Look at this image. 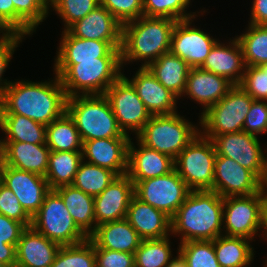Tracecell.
Here are the masks:
<instances>
[{
  "label": "cell",
  "instance_id": "6da1fadb",
  "mask_svg": "<svg viewBox=\"0 0 267 267\" xmlns=\"http://www.w3.org/2000/svg\"><path fill=\"white\" fill-rule=\"evenodd\" d=\"M47 80L15 79L0 101L1 114H18L45 126L66 112L67 95L53 72Z\"/></svg>",
  "mask_w": 267,
  "mask_h": 267
},
{
  "label": "cell",
  "instance_id": "7a4b0ae2",
  "mask_svg": "<svg viewBox=\"0 0 267 267\" xmlns=\"http://www.w3.org/2000/svg\"><path fill=\"white\" fill-rule=\"evenodd\" d=\"M171 235L179 243L223 235V197L211 190L190 191L171 218Z\"/></svg>",
  "mask_w": 267,
  "mask_h": 267
},
{
  "label": "cell",
  "instance_id": "3957f363",
  "mask_svg": "<svg viewBox=\"0 0 267 267\" xmlns=\"http://www.w3.org/2000/svg\"><path fill=\"white\" fill-rule=\"evenodd\" d=\"M176 20L141 16L122 25L121 63L124 69L131 64L144 68L169 52ZM140 62V64H139ZM133 64V65H132ZM128 65V66H127Z\"/></svg>",
  "mask_w": 267,
  "mask_h": 267
},
{
  "label": "cell",
  "instance_id": "277c9868",
  "mask_svg": "<svg viewBox=\"0 0 267 267\" xmlns=\"http://www.w3.org/2000/svg\"><path fill=\"white\" fill-rule=\"evenodd\" d=\"M52 66L67 97L105 94L123 75L121 57H99L96 60L77 61L74 65Z\"/></svg>",
  "mask_w": 267,
  "mask_h": 267
},
{
  "label": "cell",
  "instance_id": "5b68a950",
  "mask_svg": "<svg viewBox=\"0 0 267 267\" xmlns=\"http://www.w3.org/2000/svg\"><path fill=\"white\" fill-rule=\"evenodd\" d=\"M66 112L73 119L82 141L131 138L119 128L111 105L104 94L68 97Z\"/></svg>",
  "mask_w": 267,
  "mask_h": 267
},
{
  "label": "cell",
  "instance_id": "8992f818",
  "mask_svg": "<svg viewBox=\"0 0 267 267\" xmlns=\"http://www.w3.org/2000/svg\"><path fill=\"white\" fill-rule=\"evenodd\" d=\"M181 111L168 115H153L135 136L143 145L172 159L200 133L199 121L193 123Z\"/></svg>",
  "mask_w": 267,
  "mask_h": 267
},
{
  "label": "cell",
  "instance_id": "52a82bcc",
  "mask_svg": "<svg viewBox=\"0 0 267 267\" xmlns=\"http://www.w3.org/2000/svg\"><path fill=\"white\" fill-rule=\"evenodd\" d=\"M253 101L239 85H234L219 102L198 116L200 133L212 140L215 136L242 132Z\"/></svg>",
  "mask_w": 267,
  "mask_h": 267
},
{
  "label": "cell",
  "instance_id": "ba28073f",
  "mask_svg": "<svg viewBox=\"0 0 267 267\" xmlns=\"http://www.w3.org/2000/svg\"><path fill=\"white\" fill-rule=\"evenodd\" d=\"M216 156L213 141L199 133L174 160L175 170L191 191H212Z\"/></svg>",
  "mask_w": 267,
  "mask_h": 267
},
{
  "label": "cell",
  "instance_id": "9c48e42d",
  "mask_svg": "<svg viewBox=\"0 0 267 267\" xmlns=\"http://www.w3.org/2000/svg\"><path fill=\"white\" fill-rule=\"evenodd\" d=\"M31 227L60 246L75 245L88 239L54 190L45 196L40 209L32 217Z\"/></svg>",
  "mask_w": 267,
  "mask_h": 267
},
{
  "label": "cell",
  "instance_id": "30bf717a",
  "mask_svg": "<svg viewBox=\"0 0 267 267\" xmlns=\"http://www.w3.org/2000/svg\"><path fill=\"white\" fill-rule=\"evenodd\" d=\"M262 193L223 198V235L245 237L254 243L262 228Z\"/></svg>",
  "mask_w": 267,
  "mask_h": 267
},
{
  "label": "cell",
  "instance_id": "8fae6325",
  "mask_svg": "<svg viewBox=\"0 0 267 267\" xmlns=\"http://www.w3.org/2000/svg\"><path fill=\"white\" fill-rule=\"evenodd\" d=\"M207 10L209 9L204 8L199 15L193 18L177 21L172 31L169 51L179 56L191 68L200 67L211 48L219 40L216 38V34L213 37L206 27L204 29V26L201 28V26L195 25V21L197 22L200 17L209 13Z\"/></svg>",
  "mask_w": 267,
  "mask_h": 267
},
{
  "label": "cell",
  "instance_id": "7c38bea8",
  "mask_svg": "<svg viewBox=\"0 0 267 267\" xmlns=\"http://www.w3.org/2000/svg\"><path fill=\"white\" fill-rule=\"evenodd\" d=\"M124 134L135 137L151 118L136 89L122 75L104 94ZM132 134V136H131Z\"/></svg>",
  "mask_w": 267,
  "mask_h": 267
},
{
  "label": "cell",
  "instance_id": "4fadbf2b",
  "mask_svg": "<svg viewBox=\"0 0 267 267\" xmlns=\"http://www.w3.org/2000/svg\"><path fill=\"white\" fill-rule=\"evenodd\" d=\"M132 182L137 198L171 218L191 191L175 169L164 176Z\"/></svg>",
  "mask_w": 267,
  "mask_h": 267
},
{
  "label": "cell",
  "instance_id": "5bb4252c",
  "mask_svg": "<svg viewBox=\"0 0 267 267\" xmlns=\"http://www.w3.org/2000/svg\"><path fill=\"white\" fill-rule=\"evenodd\" d=\"M0 182L15 194L31 218L38 212L45 196L51 191L44 176L6 166L1 162Z\"/></svg>",
  "mask_w": 267,
  "mask_h": 267
},
{
  "label": "cell",
  "instance_id": "9a60e30c",
  "mask_svg": "<svg viewBox=\"0 0 267 267\" xmlns=\"http://www.w3.org/2000/svg\"><path fill=\"white\" fill-rule=\"evenodd\" d=\"M212 141L217 155L231 158L260 177L266 146L260 137L242 131L215 136Z\"/></svg>",
  "mask_w": 267,
  "mask_h": 267
},
{
  "label": "cell",
  "instance_id": "2e32d148",
  "mask_svg": "<svg viewBox=\"0 0 267 267\" xmlns=\"http://www.w3.org/2000/svg\"><path fill=\"white\" fill-rule=\"evenodd\" d=\"M53 65H74L77 61L96 60L99 57H121L122 41H99L61 32Z\"/></svg>",
  "mask_w": 267,
  "mask_h": 267
},
{
  "label": "cell",
  "instance_id": "e0dca14e",
  "mask_svg": "<svg viewBox=\"0 0 267 267\" xmlns=\"http://www.w3.org/2000/svg\"><path fill=\"white\" fill-rule=\"evenodd\" d=\"M212 191L223 198L256 194L260 192L259 178L231 158L217 155Z\"/></svg>",
  "mask_w": 267,
  "mask_h": 267
},
{
  "label": "cell",
  "instance_id": "ac0fdd59",
  "mask_svg": "<svg viewBox=\"0 0 267 267\" xmlns=\"http://www.w3.org/2000/svg\"><path fill=\"white\" fill-rule=\"evenodd\" d=\"M234 84L223 76L203 70L200 67L190 68L187 76V83L181 100L189 99L199 104V116L209 107L219 102L232 88Z\"/></svg>",
  "mask_w": 267,
  "mask_h": 267
},
{
  "label": "cell",
  "instance_id": "d6986e66",
  "mask_svg": "<svg viewBox=\"0 0 267 267\" xmlns=\"http://www.w3.org/2000/svg\"><path fill=\"white\" fill-rule=\"evenodd\" d=\"M135 70L132 77L123 76L133 85L148 112L153 115H168L178 112V103H182L174 93L165 88L146 68ZM125 72V74H124ZM128 76V77H127Z\"/></svg>",
  "mask_w": 267,
  "mask_h": 267
},
{
  "label": "cell",
  "instance_id": "ffe728a7",
  "mask_svg": "<svg viewBox=\"0 0 267 267\" xmlns=\"http://www.w3.org/2000/svg\"><path fill=\"white\" fill-rule=\"evenodd\" d=\"M174 169V159L170 156L143 145L136 137H131L128 145L127 171L131 181L164 176Z\"/></svg>",
  "mask_w": 267,
  "mask_h": 267
},
{
  "label": "cell",
  "instance_id": "44dd1931",
  "mask_svg": "<svg viewBox=\"0 0 267 267\" xmlns=\"http://www.w3.org/2000/svg\"><path fill=\"white\" fill-rule=\"evenodd\" d=\"M134 195V183L129 176H118L103 192L94 197L96 227L105 222L125 219Z\"/></svg>",
  "mask_w": 267,
  "mask_h": 267
},
{
  "label": "cell",
  "instance_id": "7402d4cb",
  "mask_svg": "<svg viewBox=\"0 0 267 267\" xmlns=\"http://www.w3.org/2000/svg\"><path fill=\"white\" fill-rule=\"evenodd\" d=\"M222 41L214 44L200 68L239 85L246 68L241 45L235 36Z\"/></svg>",
  "mask_w": 267,
  "mask_h": 267
},
{
  "label": "cell",
  "instance_id": "603a6c76",
  "mask_svg": "<svg viewBox=\"0 0 267 267\" xmlns=\"http://www.w3.org/2000/svg\"><path fill=\"white\" fill-rule=\"evenodd\" d=\"M131 138H103L83 141V160L112 170L118 176L128 171V145Z\"/></svg>",
  "mask_w": 267,
  "mask_h": 267
},
{
  "label": "cell",
  "instance_id": "cb8c5ba5",
  "mask_svg": "<svg viewBox=\"0 0 267 267\" xmlns=\"http://www.w3.org/2000/svg\"><path fill=\"white\" fill-rule=\"evenodd\" d=\"M125 219L143 240L161 239L171 235V217L135 195L130 201Z\"/></svg>",
  "mask_w": 267,
  "mask_h": 267
},
{
  "label": "cell",
  "instance_id": "d4e9b609",
  "mask_svg": "<svg viewBox=\"0 0 267 267\" xmlns=\"http://www.w3.org/2000/svg\"><path fill=\"white\" fill-rule=\"evenodd\" d=\"M61 246L27 227L16 245V267H50Z\"/></svg>",
  "mask_w": 267,
  "mask_h": 267
},
{
  "label": "cell",
  "instance_id": "484cf974",
  "mask_svg": "<svg viewBox=\"0 0 267 267\" xmlns=\"http://www.w3.org/2000/svg\"><path fill=\"white\" fill-rule=\"evenodd\" d=\"M67 30L77 38L122 41V24L101 4Z\"/></svg>",
  "mask_w": 267,
  "mask_h": 267
},
{
  "label": "cell",
  "instance_id": "4316f807",
  "mask_svg": "<svg viewBox=\"0 0 267 267\" xmlns=\"http://www.w3.org/2000/svg\"><path fill=\"white\" fill-rule=\"evenodd\" d=\"M50 149L46 144L4 142L1 163L19 170L46 176Z\"/></svg>",
  "mask_w": 267,
  "mask_h": 267
},
{
  "label": "cell",
  "instance_id": "83f0119b",
  "mask_svg": "<svg viewBox=\"0 0 267 267\" xmlns=\"http://www.w3.org/2000/svg\"><path fill=\"white\" fill-rule=\"evenodd\" d=\"M89 239L94 243V248L131 254L136 252L143 240L126 219L98 225Z\"/></svg>",
  "mask_w": 267,
  "mask_h": 267
},
{
  "label": "cell",
  "instance_id": "f1b7e54d",
  "mask_svg": "<svg viewBox=\"0 0 267 267\" xmlns=\"http://www.w3.org/2000/svg\"><path fill=\"white\" fill-rule=\"evenodd\" d=\"M54 191L62 198L75 224L89 238L96 230L94 197L73 185L60 186Z\"/></svg>",
  "mask_w": 267,
  "mask_h": 267
},
{
  "label": "cell",
  "instance_id": "f546056e",
  "mask_svg": "<svg viewBox=\"0 0 267 267\" xmlns=\"http://www.w3.org/2000/svg\"><path fill=\"white\" fill-rule=\"evenodd\" d=\"M151 74L179 99L184 94L190 66L170 51L146 67Z\"/></svg>",
  "mask_w": 267,
  "mask_h": 267
},
{
  "label": "cell",
  "instance_id": "4dcf8cb0",
  "mask_svg": "<svg viewBox=\"0 0 267 267\" xmlns=\"http://www.w3.org/2000/svg\"><path fill=\"white\" fill-rule=\"evenodd\" d=\"M254 241L245 237L220 235L213 240L220 267H250L256 255Z\"/></svg>",
  "mask_w": 267,
  "mask_h": 267
},
{
  "label": "cell",
  "instance_id": "1f68e13d",
  "mask_svg": "<svg viewBox=\"0 0 267 267\" xmlns=\"http://www.w3.org/2000/svg\"><path fill=\"white\" fill-rule=\"evenodd\" d=\"M14 34L32 37L50 14V0H12ZM34 33V34H33Z\"/></svg>",
  "mask_w": 267,
  "mask_h": 267
},
{
  "label": "cell",
  "instance_id": "d6a6232c",
  "mask_svg": "<svg viewBox=\"0 0 267 267\" xmlns=\"http://www.w3.org/2000/svg\"><path fill=\"white\" fill-rule=\"evenodd\" d=\"M1 118L4 142L46 144L45 125L18 114H1Z\"/></svg>",
  "mask_w": 267,
  "mask_h": 267
},
{
  "label": "cell",
  "instance_id": "836d02e7",
  "mask_svg": "<svg viewBox=\"0 0 267 267\" xmlns=\"http://www.w3.org/2000/svg\"><path fill=\"white\" fill-rule=\"evenodd\" d=\"M46 145L50 151L82 152L83 141L67 112L46 126Z\"/></svg>",
  "mask_w": 267,
  "mask_h": 267
},
{
  "label": "cell",
  "instance_id": "e575fe53",
  "mask_svg": "<svg viewBox=\"0 0 267 267\" xmlns=\"http://www.w3.org/2000/svg\"><path fill=\"white\" fill-rule=\"evenodd\" d=\"M82 160V152L50 151L49 165L45 176L50 189L72 185Z\"/></svg>",
  "mask_w": 267,
  "mask_h": 267
},
{
  "label": "cell",
  "instance_id": "d590c367",
  "mask_svg": "<svg viewBox=\"0 0 267 267\" xmlns=\"http://www.w3.org/2000/svg\"><path fill=\"white\" fill-rule=\"evenodd\" d=\"M235 35L239 41L246 67L267 63V25L247 24Z\"/></svg>",
  "mask_w": 267,
  "mask_h": 267
},
{
  "label": "cell",
  "instance_id": "8d00e7d4",
  "mask_svg": "<svg viewBox=\"0 0 267 267\" xmlns=\"http://www.w3.org/2000/svg\"><path fill=\"white\" fill-rule=\"evenodd\" d=\"M117 177L118 175L110 169L82 160L72 185L95 197L103 192Z\"/></svg>",
  "mask_w": 267,
  "mask_h": 267
},
{
  "label": "cell",
  "instance_id": "74e56055",
  "mask_svg": "<svg viewBox=\"0 0 267 267\" xmlns=\"http://www.w3.org/2000/svg\"><path fill=\"white\" fill-rule=\"evenodd\" d=\"M171 237L142 240L134 253L135 267H165L175 251Z\"/></svg>",
  "mask_w": 267,
  "mask_h": 267
},
{
  "label": "cell",
  "instance_id": "f35d334b",
  "mask_svg": "<svg viewBox=\"0 0 267 267\" xmlns=\"http://www.w3.org/2000/svg\"><path fill=\"white\" fill-rule=\"evenodd\" d=\"M194 0H143V16L169 18L176 21L186 20L199 15L198 11L189 10Z\"/></svg>",
  "mask_w": 267,
  "mask_h": 267
},
{
  "label": "cell",
  "instance_id": "ab89813d",
  "mask_svg": "<svg viewBox=\"0 0 267 267\" xmlns=\"http://www.w3.org/2000/svg\"><path fill=\"white\" fill-rule=\"evenodd\" d=\"M50 267H96L94 243L88 238L79 244L61 246Z\"/></svg>",
  "mask_w": 267,
  "mask_h": 267
},
{
  "label": "cell",
  "instance_id": "60d3db41",
  "mask_svg": "<svg viewBox=\"0 0 267 267\" xmlns=\"http://www.w3.org/2000/svg\"><path fill=\"white\" fill-rule=\"evenodd\" d=\"M100 5V0H50V10L62 20V31L67 30L76 21L83 19Z\"/></svg>",
  "mask_w": 267,
  "mask_h": 267
},
{
  "label": "cell",
  "instance_id": "b9f144b4",
  "mask_svg": "<svg viewBox=\"0 0 267 267\" xmlns=\"http://www.w3.org/2000/svg\"><path fill=\"white\" fill-rule=\"evenodd\" d=\"M177 244L186 257L188 267H220L213 240L187 241Z\"/></svg>",
  "mask_w": 267,
  "mask_h": 267
},
{
  "label": "cell",
  "instance_id": "7bdbcfd3",
  "mask_svg": "<svg viewBox=\"0 0 267 267\" xmlns=\"http://www.w3.org/2000/svg\"><path fill=\"white\" fill-rule=\"evenodd\" d=\"M26 36L21 34H7L0 41V101L2 99L5 89L10 85L13 80L6 79L4 76L6 70L9 68L10 62L13 59V54L17 48L20 47Z\"/></svg>",
  "mask_w": 267,
  "mask_h": 267
},
{
  "label": "cell",
  "instance_id": "ee69618b",
  "mask_svg": "<svg viewBox=\"0 0 267 267\" xmlns=\"http://www.w3.org/2000/svg\"><path fill=\"white\" fill-rule=\"evenodd\" d=\"M239 86L254 100L267 101V73L260 66H249Z\"/></svg>",
  "mask_w": 267,
  "mask_h": 267
},
{
  "label": "cell",
  "instance_id": "f6af8a7d",
  "mask_svg": "<svg viewBox=\"0 0 267 267\" xmlns=\"http://www.w3.org/2000/svg\"><path fill=\"white\" fill-rule=\"evenodd\" d=\"M122 25L143 16V0H100Z\"/></svg>",
  "mask_w": 267,
  "mask_h": 267
},
{
  "label": "cell",
  "instance_id": "bcb514c9",
  "mask_svg": "<svg viewBox=\"0 0 267 267\" xmlns=\"http://www.w3.org/2000/svg\"><path fill=\"white\" fill-rule=\"evenodd\" d=\"M0 214L31 227L32 218L26 213L15 194L0 182Z\"/></svg>",
  "mask_w": 267,
  "mask_h": 267
},
{
  "label": "cell",
  "instance_id": "7dc6e473",
  "mask_svg": "<svg viewBox=\"0 0 267 267\" xmlns=\"http://www.w3.org/2000/svg\"><path fill=\"white\" fill-rule=\"evenodd\" d=\"M243 131L258 137L267 134V101L254 100L246 115Z\"/></svg>",
  "mask_w": 267,
  "mask_h": 267
},
{
  "label": "cell",
  "instance_id": "c3c4849f",
  "mask_svg": "<svg viewBox=\"0 0 267 267\" xmlns=\"http://www.w3.org/2000/svg\"><path fill=\"white\" fill-rule=\"evenodd\" d=\"M96 267H135L134 254L95 248Z\"/></svg>",
  "mask_w": 267,
  "mask_h": 267
},
{
  "label": "cell",
  "instance_id": "681fc988",
  "mask_svg": "<svg viewBox=\"0 0 267 267\" xmlns=\"http://www.w3.org/2000/svg\"><path fill=\"white\" fill-rule=\"evenodd\" d=\"M26 227L18 221L0 214V244L17 245Z\"/></svg>",
  "mask_w": 267,
  "mask_h": 267
},
{
  "label": "cell",
  "instance_id": "f907efd6",
  "mask_svg": "<svg viewBox=\"0 0 267 267\" xmlns=\"http://www.w3.org/2000/svg\"><path fill=\"white\" fill-rule=\"evenodd\" d=\"M0 27L14 34V4L12 0H0Z\"/></svg>",
  "mask_w": 267,
  "mask_h": 267
},
{
  "label": "cell",
  "instance_id": "816d5d0a",
  "mask_svg": "<svg viewBox=\"0 0 267 267\" xmlns=\"http://www.w3.org/2000/svg\"><path fill=\"white\" fill-rule=\"evenodd\" d=\"M251 5L248 23L267 25V0H252Z\"/></svg>",
  "mask_w": 267,
  "mask_h": 267
},
{
  "label": "cell",
  "instance_id": "f5cc1de1",
  "mask_svg": "<svg viewBox=\"0 0 267 267\" xmlns=\"http://www.w3.org/2000/svg\"><path fill=\"white\" fill-rule=\"evenodd\" d=\"M0 263L7 267H16V246L0 244Z\"/></svg>",
  "mask_w": 267,
  "mask_h": 267
},
{
  "label": "cell",
  "instance_id": "db71d44e",
  "mask_svg": "<svg viewBox=\"0 0 267 267\" xmlns=\"http://www.w3.org/2000/svg\"><path fill=\"white\" fill-rule=\"evenodd\" d=\"M262 228L261 241H266L267 244V193H262Z\"/></svg>",
  "mask_w": 267,
  "mask_h": 267
},
{
  "label": "cell",
  "instance_id": "11a10c76",
  "mask_svg": "<svg viewBox=\"0 0 267 267\" xmlns=\"http://www.w3.org/2000/svg\"><path fill=\"white\" fill-rule=\"evenodd\" d=\"M177 252L175 253L176 255H172L170 258L169 262L165 267H188V262L186 260V257L184 253L178 248H176ZM174 256V257H173Z\"/></svg>",
  "mask_w": 267,
  "mask_h": 267
},
{
  "label": "cell",
  "instance_id": "9f6ffc18",
  "mask_svg": "<svg viewBox=\"0 0 267 267\" xmlns=\"http://www.w3.org/2000/svg\"><path fill=\"white\" fill-rule=\"evenodd\" d=\"M267 144V141H266ZM262 172L259 177V189L261 193H267V145L265 146Z\"/></svg>",
  "mask_w": 267,
  "mask_h": 267
},
{
  "label": "cell",
  "instance_id": "6f0895ef",
  "mask_svg": "<svg viewBox=\"0 0 267 267\" xmlns=\"http://www.w3.org/2000/svg\"><path fill=\"white\" fill-rule=\"evenodd\" d=\"M0 131H1V134H3L1 111H0ZM3 152H4V139H3V135H1L0 136V162L3 157Z\"/></svg>",
  "mask_w": 267,
  "mask_h": 267
},
{
  "label": "cell",
  "instance_id": "680465c9",
  "mask_svg": "<svg viewBox=\"0 0 267 267\" xmlns=\"http://www.w3.org/2000/svg\"><path fill=\"white\" fill-rule=\"evenodd\" d=\"M8 33H6L1 27H0V41L7 35Z\"/></svg>",
  "mask_w": 267,
  "mask_h": 267
},
{
  "label": "cell",
  "instance_id": "91938a15",
  "mask_svg": "<svg viewBox=\"0 0 267 267\" xmlns=\"http://www.w3.org/2000/svg\"><path fill=\"white\" fill-rule=\"evenodd\" d=\"M267 73V63L259 65Z\"/></svg>",
  "mask_w": 267,
  "mask_h": 267
},
{
  "label": "cell",
  "instance_id": "94428289",
  "mask_svg": "<svg viewBox=\"0 0 267 267\" xmlns=\"http://www.w3.org/2000/svg\"><path fill=\"white\" fill-rule=\"evenodd\" d=\"M264 259H265V260L263 261L264 264H263L262 266H263V267H267V257H265Z\"/></svg>",
  "mask_w": 267,
  "mask_h": 267
},
{
  "label": "cell",
  "instance_id": "6125c7cd",
  "mask_svg": "<svg viewBox=\"0 0 267 267\" xmlns=\"http://www.w3.org/2000/svg\"><path fill=\"white\" fill-rule=\"evenodd\" d=\"M0 267H7V266H5V265H3V264L0 263Z\"/></svg>",
  "mask_w": 267,
  "mask_h": 267
}]
</instances>
